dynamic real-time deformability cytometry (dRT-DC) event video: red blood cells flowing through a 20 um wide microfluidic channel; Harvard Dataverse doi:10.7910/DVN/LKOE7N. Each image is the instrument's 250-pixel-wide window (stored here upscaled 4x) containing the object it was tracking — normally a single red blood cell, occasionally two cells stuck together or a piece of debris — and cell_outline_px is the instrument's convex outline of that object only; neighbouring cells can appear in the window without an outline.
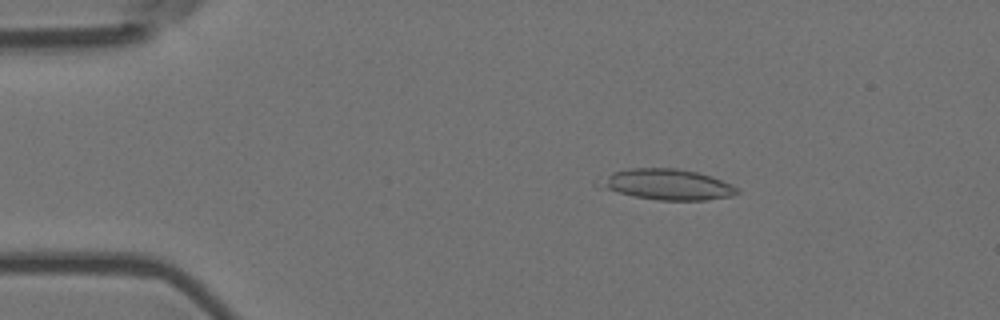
{"species": "Egyptian fruit bat (a non-hibernating species)", "species_latin": "Rousettus aegyptiacus", "temperature_condition": "room temperature", "stored_images_in_passage": 54, "camera_frame_rate_fps": 3000, "um_per_image_px": 0.085, "animal": {"sex": "female"}, "frame": {"image": 1, "passage_image": 9, "time_ms": 2.667, "image_size_px": [1000, 320], "cell_outline_px": [[740, 192], [732, 196], [704, 200], [660, 200], [632, 196], [608, 188], [600, 184], [600, 180], [612, 172], [628, 168], [676, 168], [696, 172], [712, 176], [732, 184], [740, 188]], "centroid_in_image_um": [56.81, 15.67], "position_along_channel_um": 28.2, "area_um2": 24.33}}